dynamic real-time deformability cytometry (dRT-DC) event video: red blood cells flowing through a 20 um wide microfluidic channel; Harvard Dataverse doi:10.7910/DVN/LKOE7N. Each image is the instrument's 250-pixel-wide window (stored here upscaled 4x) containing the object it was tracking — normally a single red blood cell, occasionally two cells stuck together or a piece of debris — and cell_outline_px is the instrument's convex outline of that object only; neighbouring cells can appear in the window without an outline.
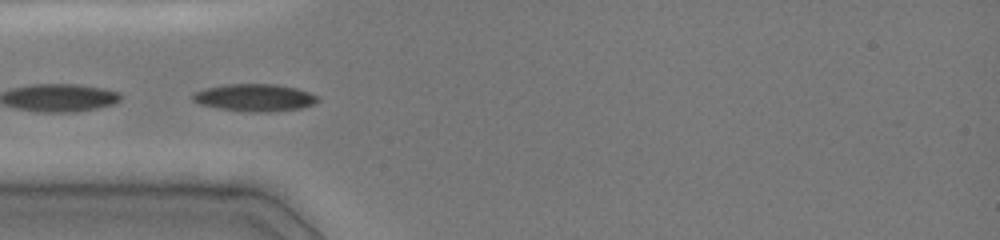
{"species": "common noctule bat (a hibernating species)", "species_latin": "Nyctalus noctula", "temperature_condition": "cold", "stored_images_in_passage": 11, "camera_frame_rate_fps": 3000, "um_per_image_px": 0.085, "animal": {"sex": "female", "body_mass_g": 19.0, "forearm_length_mm": 51.5}, "frame": {"image": 1, "passage_image": 2, "time_ms": 0.333, "image_size_px": [1000, 240], "cell_outline_px": [[320, 100], [312, 104], [300, 108], [268, 112], [248, 112], [216, 108], [200, 104], [192, 100], [188, 96], [192, 92], [204, 88], [224, 84], [276, 84], [296, 88], [320, 96]], "centroid_in_image_um": [21.58, 8.29], "position_along_channel_um": 63.4, "area_um2": 20.23}}